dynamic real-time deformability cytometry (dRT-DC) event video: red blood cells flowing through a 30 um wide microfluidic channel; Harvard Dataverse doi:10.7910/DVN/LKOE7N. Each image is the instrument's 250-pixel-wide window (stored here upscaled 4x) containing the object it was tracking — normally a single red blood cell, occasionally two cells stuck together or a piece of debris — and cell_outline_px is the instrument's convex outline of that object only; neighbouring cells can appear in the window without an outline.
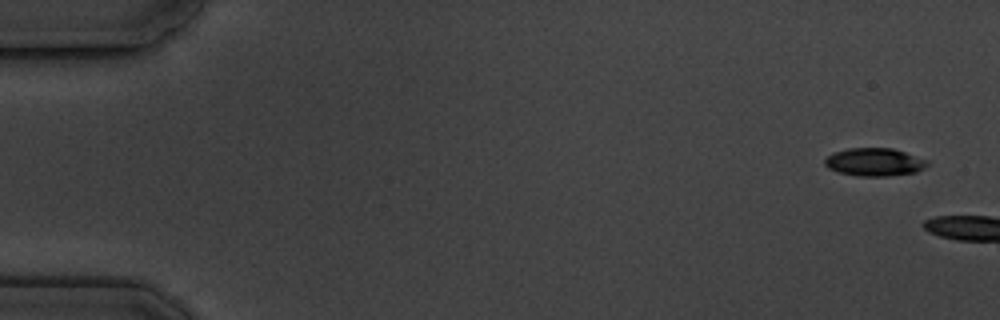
{"species": "common noctule bat (a hibernating species)", "species_latin": "Nyctalus noctula", "temperature_condition": "cold", "stored_images_in_passage": 4, "camera_frame_rate_fps": 3000, "um_per_image_px": 0.085, "animal": {"sex": "male", "body_mass_g": 19.5, "forearm_length_mm": 54.6}, "frame": {"image": 1, "passage_image": 1, "time_ms": 0.0, "image_size_px": [1000, 320], "cell_outline_px": [[928, 164], [924, 168], [916, 172], [888, 176], [856, 176], [836, 172], [828, 168], [824, 164], [824, 160], [832, 152], [848, 148], [892, 148], [928, 160]], "centroid_in_image_um": [74.29, 13.78], "position_along_channel_um": 10.7, "area_um2": 16.82}}